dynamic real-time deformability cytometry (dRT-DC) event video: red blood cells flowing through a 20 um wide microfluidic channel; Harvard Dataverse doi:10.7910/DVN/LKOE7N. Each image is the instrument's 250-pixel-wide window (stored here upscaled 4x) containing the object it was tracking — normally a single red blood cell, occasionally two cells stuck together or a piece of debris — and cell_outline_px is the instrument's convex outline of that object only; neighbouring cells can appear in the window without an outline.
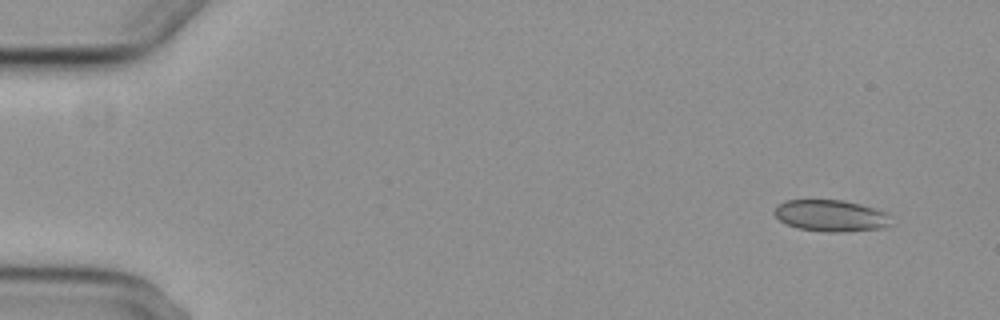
{"species": "common noctule bat (a hibernating species)", "species_latin": "Nyctalus noctula", "temperature_condition": "cold", "stored_images_in_passage": 3, "camera_frame_rate_fps": 3000, "um_per_image_px": 0.085, "animal": {"sex": "female", "body_mass_g": 29.2, "forearm_length_mm": 56.3}, "frame": {"image": 1, "passage_image": 1, "time_ms": 0.0, "image_size_px": [1000, 320], "cell_outline_px": [[892, 224], [884, 228], [844, 232], [824, 232], [800, 228], [788, 224], [780, 220], [772, 212], [776, 204], [784, 200], [844, 200], [860, 204], [884, 212], [888, 216]], "centroid_in_image_um": [70.59, 18.33], "position_along_channel_um": 14.4, "area_um2": 21.5}}